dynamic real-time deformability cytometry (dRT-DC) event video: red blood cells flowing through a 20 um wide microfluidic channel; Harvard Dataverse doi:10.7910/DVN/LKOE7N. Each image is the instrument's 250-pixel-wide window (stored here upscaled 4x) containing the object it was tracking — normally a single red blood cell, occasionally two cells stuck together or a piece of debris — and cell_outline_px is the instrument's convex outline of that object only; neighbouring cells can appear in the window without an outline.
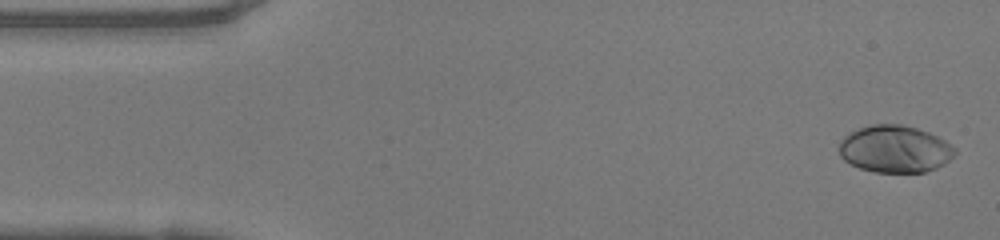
{"species": "human", "species_latin": "Homo sapiens", "temperature_condition": "warm", "stored_images_in_passage": 48, "camera_frame_rate_fps": 3000, "um_per_image_px": 0.085, "donor": {"sex": "female"}, "frame": {"image": 1, "passage_image": 1, "time_ms": 0.0, "image_size_px": [1000, 240], "cell_outline_px": [[956, 152], [944, 164], [936, 168], [924, 172], [876, 172], [860, 168], [844, 160], [840, 156], [840, 140], [844, 136], [860, 128], [872, 124], [900, 124], [916, 128], [928, 132], [944, 140], [956, 148]], "centroid_in_image_um": [76.06, 12.67], "position_along_channel_um": 8.9, "area_um2": 31.56}}
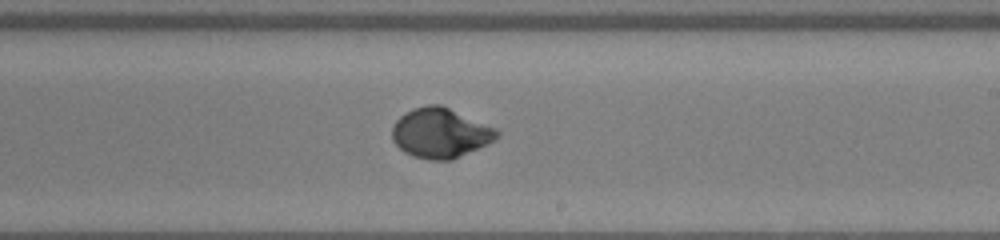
{"frame": {"image": 2, "passage_image": 27, "time_ms": 8.667, "image_size_px": [1000, 240], "cell_outline_px": [[500, 136], [496, 140], [488, 144], [452, 160], [428, 160], [412, 156], [404, 152], [392, 140], [392, 124], [404, 112], [412, 108], [428, 104], [440, 104], [496, 128], [500, 132]], "centroid_in_image_um": [37.42, 11.3], "position_along_channel_um": 251.6, "area_um2": 30.75}}
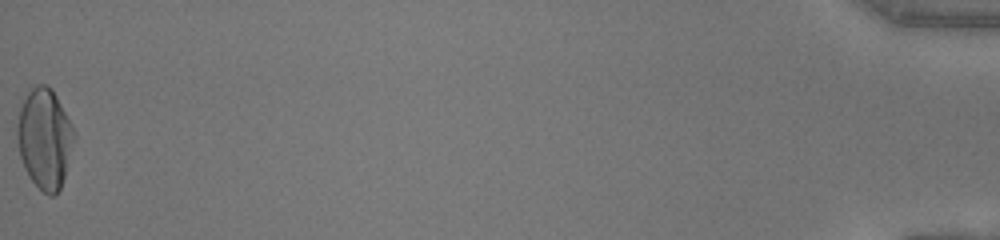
{"frame": {"image": 3, "passage_image": 48, "time_ms": 15.667, "image_size_px": [1000, 240], "cell_outline_px": [[76, 140], [60, 188], [56, 196], [48, 196], [28, 176], [24, 168], [20, 156], [16, 136], [16, 124], [20, 108], [28, 92], [36, 84], [48, 84], [52, 88], [72, 124], [76, 132]], "centroid_in_image_um": [3.81, 11.77], "position_along_channel_um": 431.4, "area_um2": 33.58}, "authors_computed_cell_mechanics": {"area_um2": 30.2583, "velocity_mm_per_s": 4.1691, "shape_relaxation_time_tau1_ms": 3.278, "shape_relaxation_time_tau2_ms": null, "deformation_change_tau1": 0.2201, "deformation_change_tau2": null}}